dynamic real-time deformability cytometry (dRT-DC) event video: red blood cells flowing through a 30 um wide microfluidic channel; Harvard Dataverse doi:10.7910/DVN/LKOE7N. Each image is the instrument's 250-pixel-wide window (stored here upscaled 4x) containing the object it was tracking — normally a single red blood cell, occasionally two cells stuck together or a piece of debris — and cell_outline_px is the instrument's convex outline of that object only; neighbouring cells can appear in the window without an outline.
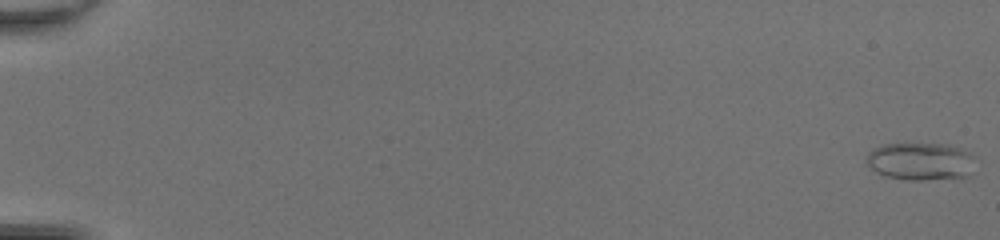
{"species": "common noctule bat (a hibernating species)", "species_latin": "Nyctalus noctula", "temperature_condition": "room temperature", "stored_images_in_passage": 50, "camera_frame_rate_fps": 3000, "um_per_image_px": 0.085, "animal": {"sex": "female", "body_mass_g": 20.0, "forearm_length_mm": 54.0}, "frame": {"image": 1, "passage_image": 1, "time_ms": 0.0, "image_size_px": [1000, 240], "cell_outline_px": [[980, 160], [972, 176], [924, 180], [908, 180], [884, 176], [876, 172], [868, 164], [864, 156], [872, 148], [884, 144], [948, 144], [972, 152]], "centroid_in_image_um": [78.36, 13.72], "position_along_channel_um": 6.6, "area_um2": 24.8}}
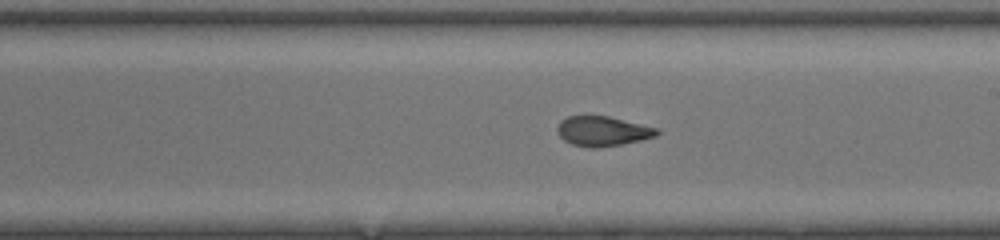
{"frame": {"image": 2, "passage_image": 31, "time_ms": 10.0, "image_size_px": [1000, 240], "cell_outline_px": [[660, 132], [656, 136], [640, 140], [620, 144], [596, 148], [588, 148], [572, 144], [564, 140], [556, 132], [556, 128], [560, 120], [568, 116], [608, 116], [660, 128]], "centroid_in_image_um": [51.22, 11.14], "position_along_channel_um": 237.8, "area_um2": 17.4}}
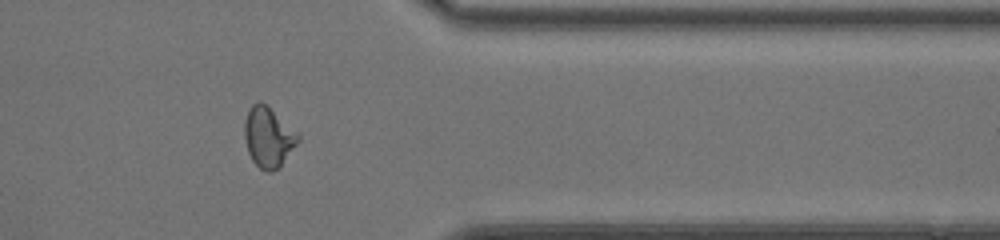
{"frame": {"image": 3, "passage_image": 42, "time_ms": 13.667, "image_size_px": [1000, 240], "cell_outline_px": [[300, 140], [280, 164], [272, 172], [268, 172], [260, 168], [252, 160], [248, 152], [244, 136], [244, 120], [248, 108], [252, 104], [260, 100], [300, 136]], "centroid_in_image_um": [22.75, 11.64], "position_along_channel_um": 388.6, "area_um2": 18.26}, "authors_computed_cell_mechanics": {"area_um2": 18.6694, "velocity_mm_per_s": 4.3468, "shape_relaxation_time_tau1_ms": null, "shape_relaxation_time_tau2_ms": 0.8174, "deformation_change_tau1": null, "deformation_change_tau2": 0.0575}}